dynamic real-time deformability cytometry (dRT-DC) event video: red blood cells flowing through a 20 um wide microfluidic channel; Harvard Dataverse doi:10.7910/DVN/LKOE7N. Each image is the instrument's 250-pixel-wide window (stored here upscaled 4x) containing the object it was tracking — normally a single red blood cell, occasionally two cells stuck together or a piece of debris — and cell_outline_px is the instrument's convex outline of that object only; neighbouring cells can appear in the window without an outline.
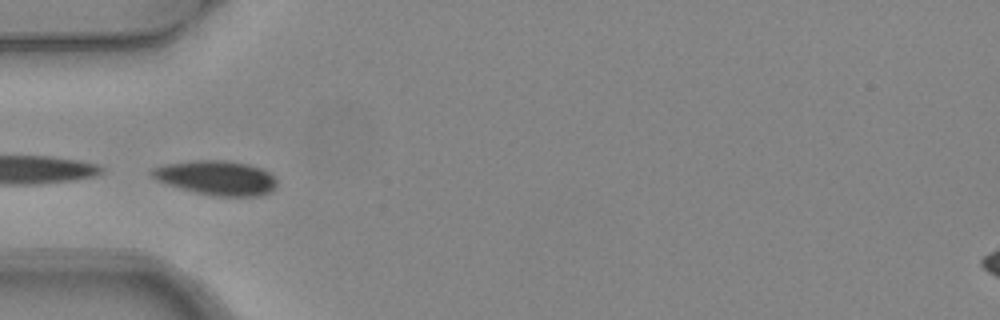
{"species": "common noctule bat (a hibernating species)", "species_latin": "Nyctalus noctula", "temperature_condition": "warm", "stored_images_in_passage": 6, "camera_frame_rate_fps": 3000, "um_per_image_px": 0.085, "animal": {"sex": "female", "body_mass_g": 24.6, "forearm_length_mm": 56.2}, "frame": {"image": 1, "passage_image": 5, "time_ms": 1.333, "image_size_px": [1000, 320], "cell_outline_px": [[276, 184], [272, 192], [260, 196], [212, 196], [180, 188], [156, 180], [148, 172], [152, 168], [160, 164], [192, 160], [228, 160], [248, 164], [260, 168], [268, 172], [276, 180]], "centroid_in_image_um": [18.35, 15.1], "position_along_channel_um": 66.6, "area_um2": 25.32}}
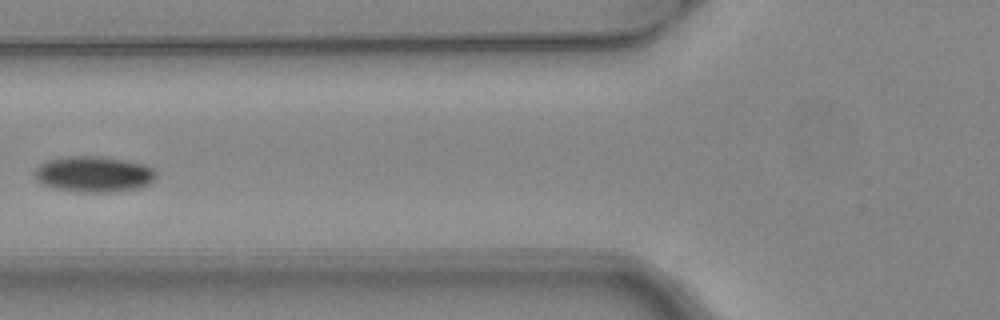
{"frame": {"image": 2, "passage_image": 6, "time_ms": 1.667, "image_size_px": [1000, 320], "cell_outline_px": [[160, 172], [156, 180], [140, 188], [108, 192], [80, 192], [56, 188], [44, 184], [36, 180], [32, 172], [40, 164], [48, 160], [68, 156], [104, 156], [144, 164]], "centroid_in_image_um": [8.02, 14.8], "position_along_channel_um": 117.8, "area_um2": 25.66}}